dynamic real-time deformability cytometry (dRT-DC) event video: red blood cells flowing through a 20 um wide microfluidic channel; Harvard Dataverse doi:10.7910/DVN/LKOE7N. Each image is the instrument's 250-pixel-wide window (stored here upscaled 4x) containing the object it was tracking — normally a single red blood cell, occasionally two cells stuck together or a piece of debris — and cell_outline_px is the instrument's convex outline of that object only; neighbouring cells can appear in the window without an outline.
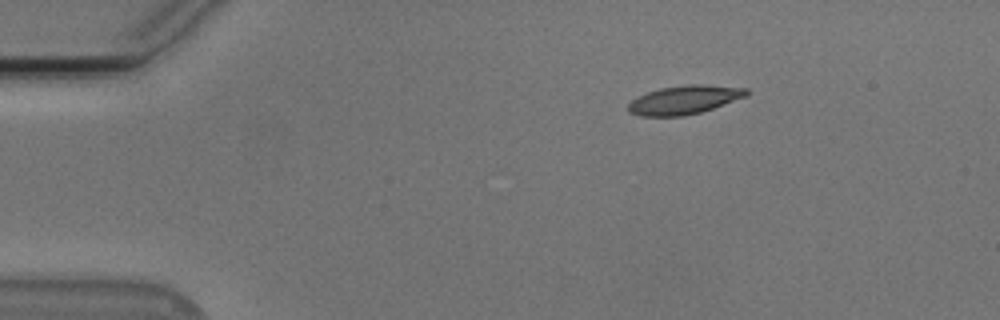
{"species": "Egyptian fruit bat (a non-hibernating species)", "species_latin": "Rousettus aegyptiacus", "temperature_condition": "cold", "stored_images_in_passage": 46, "camera_frame_rate_fps": 3000, "um_per_image_px": 0.085, "animal": {"sex": "male"}, "frame": {"image": 1, "passage_image": 1, "time_ms": 0.0, "image_size_px": [1000, 320], "cell_outline_px": [[748, 96], [700, 112], [684, 116], [640, 116], [628, 112], [628, 104], [632, 100], [648, 92], [660, 88], [688, 84], [704, 84], [748, 88]], "centroid_in_image_um": [58.18, 8.48], "position_along_channel_um": 26.8, "area_um2": 19.71}}
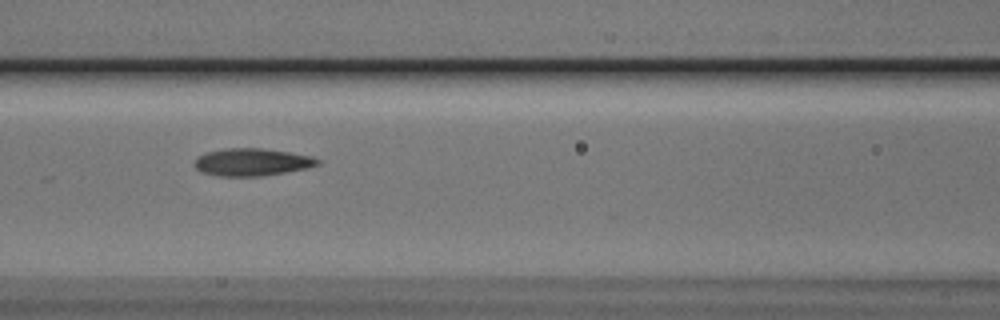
{"frame": {"image": 2, "passage_image": 16, "time_ms": 5.0, "image_size_px": [1000, 320], "cell_outline_px": [[320, 164], [308, 168], [260, 176], [216, 176], [200, 172], [192, 164], [196, 156], [204, 152], [224, 148], [264, 148], [312, 156], [320, 160]], "centroid_in_image_um": [21.35, 13.77], "position_along_channel_um": 145.3, "area_um2": 20.0}}
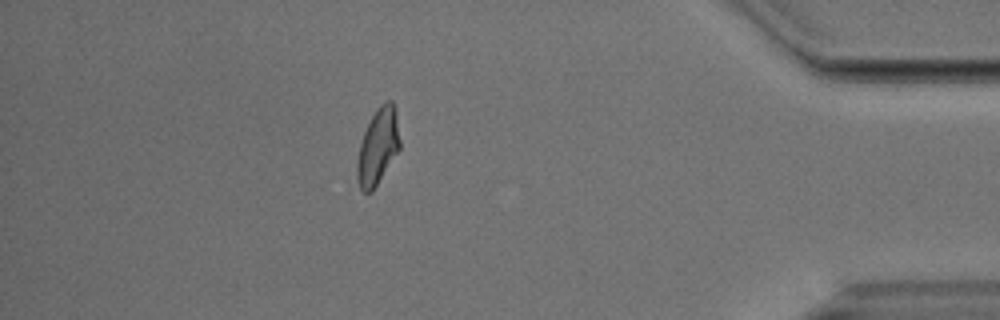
{"frame": {"image": 3, "passage_image": 40, "time_ms": 13.0, "image_size_px": [1000, 320], "cell_outline_px": [[400, 148], [372, 192], [364, 192], [360, 188], [356, 180], [356, 164], [360, 144], [364, 132], [376, 108], [380, 104], [388, 100], [392, 100], [396, 112], [400, 140]], "centroid_in_image_um": [32.11, 12.46], "position_along_channel_um": 403.1, "area_um2": 18.9}, "authors_computed_cell_mechanics": {"area_um2": 19.2185, "velocity_mm_per_s": 3.7556, "shape_relaxation_time_tau1_ms": null, "shape_relaxation_time_tau2_ms": 2.4292, "deformation_change_tau1": null, "deformation_change_tau2": 0.0979}}